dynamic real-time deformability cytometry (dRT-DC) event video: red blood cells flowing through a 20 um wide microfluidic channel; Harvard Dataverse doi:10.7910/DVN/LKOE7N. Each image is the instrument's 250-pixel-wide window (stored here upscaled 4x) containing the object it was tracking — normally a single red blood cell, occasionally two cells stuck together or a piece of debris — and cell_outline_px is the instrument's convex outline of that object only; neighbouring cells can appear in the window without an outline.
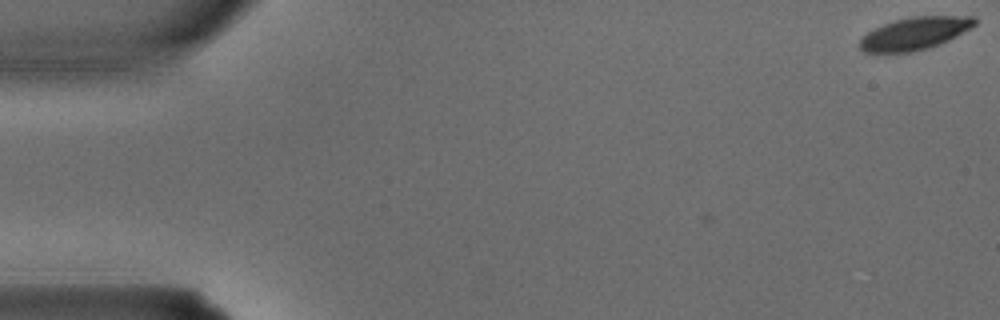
{"species": "common noctule bat (a hibernating species)", "species_latin": "Nyctalus noctula", "temperature_condition": "warm", "stored_images_in_passage": 4, "camera_frame_rate_fps": 3000, "um_per_image_px": 0.085, "animal": {"sex": "male", "body_mass_g": 15.6}, "frame": {"image": 1, "passage_image": 1, "time_ms": 0.0, "image_size_px": [1000, 320], "cell_outline_px": [[976, 24], [956, 36], [940, 44], [928, 48], [912, 52], [864, 52], [860, 48], [860, 40], [868, 32], [884, 24], [896, 20], [912, 16], [976, 16]], "centroid_in_image_um": [77.78, 2.84], "position_along_channel_um": 7.2, "area_um2": 21.5}}
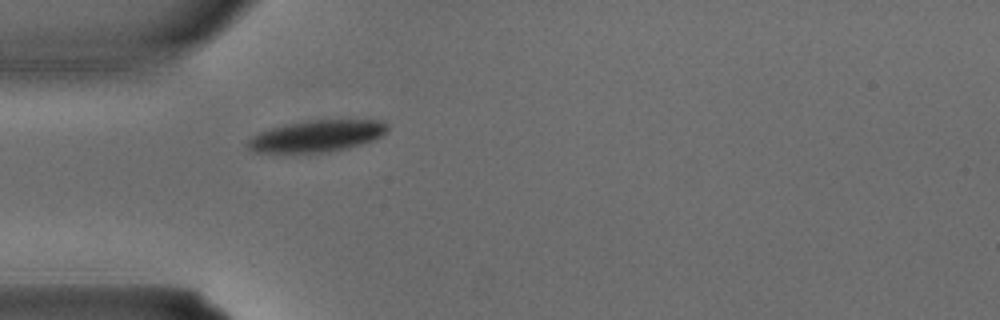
{"frame": {"image": 2, "passage_image": 4, "time_ms": 1.0, "image_size_px": [1000, 320], "cell_outline_px": [[388, 128], [380, 136], [372, 140], [348, 148], [328, 152], [256, 152], [248, 148], [248, 140], [252, 136], [260, 132], [272, 128], [288, 124], [308, 120], [384, 120], [388, 124]], "centroid_in_image_um": [26.95, 11.55], "position_along_channel_um": 58.0, "area_um2": 25.37}}